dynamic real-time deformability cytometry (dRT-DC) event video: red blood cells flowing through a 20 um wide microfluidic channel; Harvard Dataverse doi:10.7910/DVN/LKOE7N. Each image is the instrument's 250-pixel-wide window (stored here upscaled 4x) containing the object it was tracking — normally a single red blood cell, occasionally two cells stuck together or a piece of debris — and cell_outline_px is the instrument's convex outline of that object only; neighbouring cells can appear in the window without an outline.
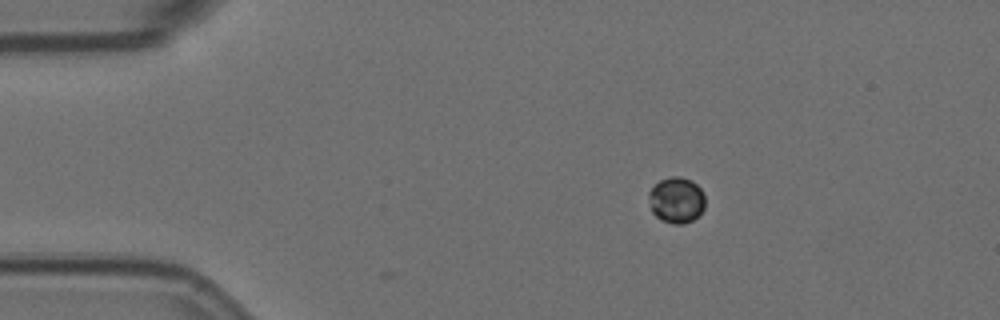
{"species": "Egyptian fruit bat (a non-hibernating species)", "species_latin": "Rousettus aegyptiacus", "temperature_condition": "room temperature", "stored_images_in_passage": 5, "camera_frame_rate_fps": 3000, "um_per_image_px": 0.085, "animal": {"sex": "female"}, "frame": {"image": 1, "passage_image": 3, "time_ms": 0.667, "image_size_px": [1000, 320], "cell_outline_px": [[704, 208], [692, 220], [684, 224], [672, 224], [660, 220], [652, 212], [648, 196], [648, 192], [660, 180], [672, 176], [680, 176], [692, 180], [704, 192]], "centroid_in_image_um": [57.49, 17.0], "position_along_channel_um": 27.5, "area_um2": 15.14}}
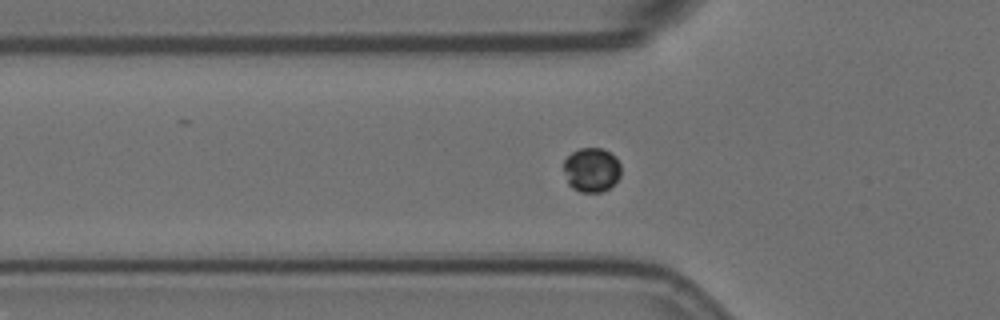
{"frame": {"image": 2, "passage_image": 5, "time_ms": 1.333, "image_size_px": [1000, 320], "cell_outline_px": [[620, 176], [608, 188], [600, 192], [580, 192], [572, 188], [568, 184], [564, 172], [564, 160], [572, 152], [580, 148], [600, 148], [616, 156], [620, 164]], "centroid_in_image_um": [50.27, 14.43], "position_along_channel_um": 75.5, "area_um2": 14.74}}